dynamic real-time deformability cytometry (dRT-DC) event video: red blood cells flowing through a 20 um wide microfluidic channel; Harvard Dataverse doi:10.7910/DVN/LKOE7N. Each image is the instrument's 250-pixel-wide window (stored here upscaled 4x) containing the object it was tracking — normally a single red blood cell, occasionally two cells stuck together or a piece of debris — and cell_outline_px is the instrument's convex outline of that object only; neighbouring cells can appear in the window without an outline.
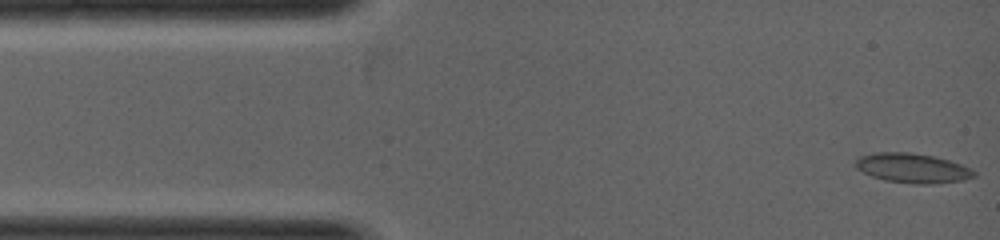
{"species": "common noctule bat (a hibernating species)", "species_latin": "Nyctalus noctula", "temperature_condition": "warm", "stored_images_in_passage": 21, "camera_frame_rate_fps": 5000, "um_per_image_px": 0.085, "animal": {"sex": "female", "body_mass_g": 19.0, "forearm_length_mm": 53.3}, "frame": {"image": 1, "passage_image": 1, "time_ms": 0.0, "image_size_px": [1000, 240], "cell_outline_px": [[976, 176], [964, 180], [932, 184], [916, 184], [884, 180], [872, 176], [856, 168], [856, 160], [860, 156], [876, 152], [912, 152], [936, 156], [972, 168], [976, 172]], "centroid_in_image_um": [77.6, 14.28], "position_along_channel_um": 7.4, "area_um2": 20.52}}
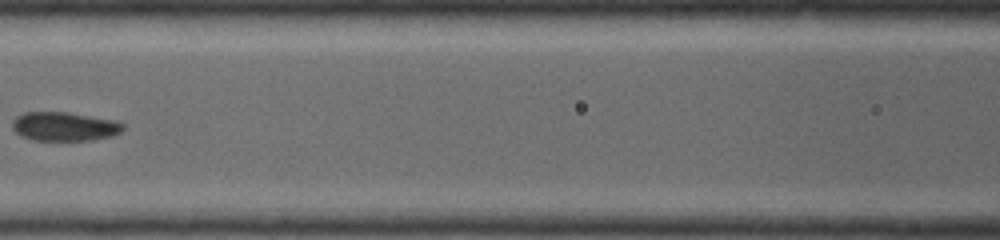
{"frame": {"image": 2, "passage_image": 13, "time_ms": 2.8, "image_size_px": [1000, 240], "cell_outline_px": [[124, 128], [120, 132], [112, 136], [92, 140], [32, 140], [20, 136], [12, 128], [12, 120], [16, 116], [24, 112], [68, 112], [116, 120], [124, 124]], "centroid_in_image_um": [5.46, 10.74], "position_along_channel_um": 161.1, "area_um2": 18.84}}
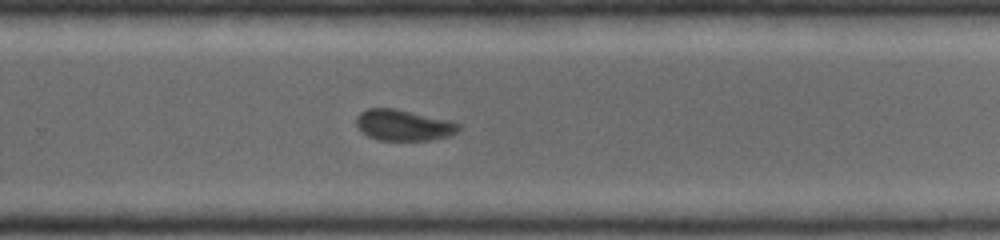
{"frame": {"image": 3, "passage_image": 21, "time_ms": 4.4, "image_size_px": [1000, 240], "cell_outline_px": [[460, 128], [452, 136], [432, 140], [376, 140], [360, 132], [356, 124], [356, 116], [360, 112], [368, 108], [392, 108], [448, 120], [460, 124]], "centroid_in_image_um": [34.27, 10.65], "position_along_channel_um": 295.5, "area_um2": 18.55}}